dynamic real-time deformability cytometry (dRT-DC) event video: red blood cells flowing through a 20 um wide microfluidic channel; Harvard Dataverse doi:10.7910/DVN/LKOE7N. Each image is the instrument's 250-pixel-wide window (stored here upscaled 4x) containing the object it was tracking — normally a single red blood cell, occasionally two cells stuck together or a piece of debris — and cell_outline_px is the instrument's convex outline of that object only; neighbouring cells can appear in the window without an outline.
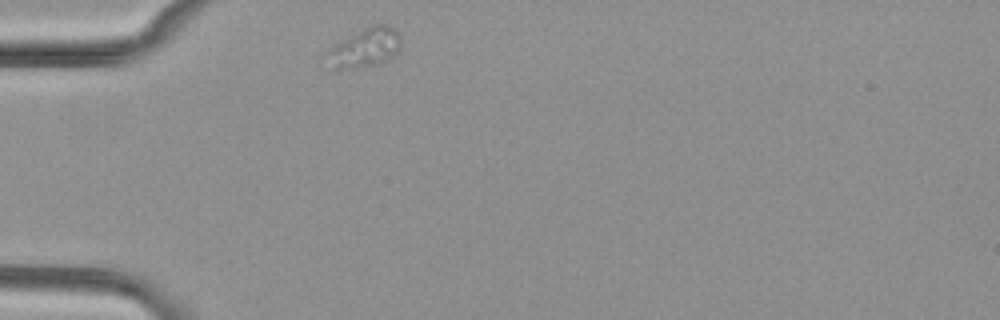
{"species": "common noctule bat (a hibernating species)", "species_latin": "Nyctalus noctula", "temperature_condition": "cold", "stored_images_in_passage": 31, "camera_frame_rate_fps": 3000, "um_per_image_px": 0.085, "animal": {"sex": "female", "body_mass_g": 29.2, "forearm_length_mm": 56.3}, "frame": {"image": 1, "passage_image": 1, "time_ms": 0.0, "image_size_px": [1000, 320], "cell_outline_px": [[400, 48], [392, 56], [380, 64], [352, 68], [332, 68], [328, 52], [332, 48], [356, 32], [372, 24], [388, 24], [396, 28], [400, 32]], "centroid_in_image_um": [31.14, 4.02], "position_along_channel_um": 53.9, "area_um2": 16.36}}
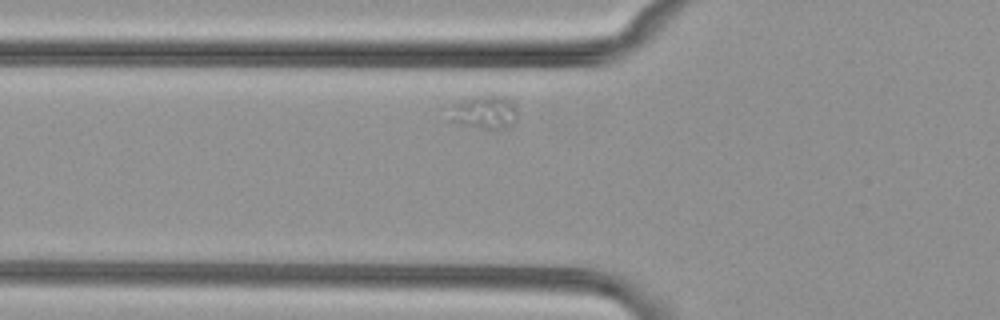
{"frame": {"image": 2, "passage_image": 5, "time_ms": 1.333, "image_size_px": [1000, 320], "cell_outline_px": [[516, 124], [496, 132], [448, 120], [452, 104], [480, 96], [504, 96], [512, 100], [516, 108]], "centroid_in_image_um": [41.24, 9.59], "position_along_channel_um": 84.6, "area_um2": 13.41}}